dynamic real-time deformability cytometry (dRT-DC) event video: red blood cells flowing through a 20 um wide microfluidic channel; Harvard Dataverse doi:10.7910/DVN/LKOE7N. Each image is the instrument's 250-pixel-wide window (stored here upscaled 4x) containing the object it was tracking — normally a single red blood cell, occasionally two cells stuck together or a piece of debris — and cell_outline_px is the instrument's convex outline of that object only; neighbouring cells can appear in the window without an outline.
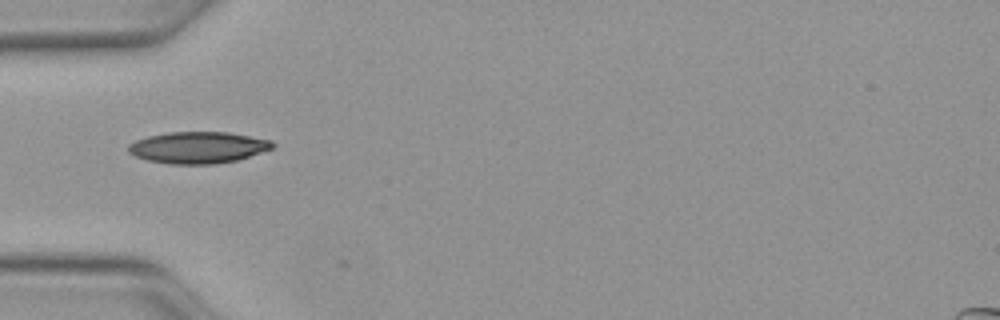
{"species": "Egyptian fruit bat (a non-hibernating species)", "species_latin": "Rousettus aegyptiacus", "temperature_condition": "warm", "stored_images_in_passage": 3, "camera_frame_rate_fps": 3000, "um_per_image_px": 0.085, "animal": {"sex": "female"}, "frame": {"image": 1, "passage_image": 1, "time_ms": 0.0, "image_size_px": [1000, 320], "cell_outline_px": [[276, 144], [272, 148], [236, 160], [212, 164], [172, 164], [148, 160], [136, 156], [128, 152], [128, 144], [136, 140], [148, 136], [168, 132], [228, 132], [272, 140]], "centroid_in_image_um": [16.82, 12.53], "position_along_channel_um": 68.2, "area_um2": 26.36}}